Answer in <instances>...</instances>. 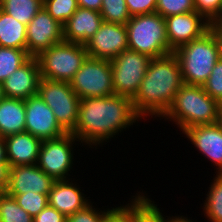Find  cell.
Masks as SVG:
<instances>
[{"label": "cell", "instance_id": "cell-37", "mask_svg": "<svg viewBox=\"0 0 222 222\" xmlns=\"http://www.w3.org/2000/svg\"><path fill=\"white\" fill-rule=\"evenodd\" d=\"M66 216L54 207L47 205L35 217L33 222H66Z\"/></svg>", "mask_w": 222, "mask_h": 222}, {"label": "cell", "instance_id": "cell-16", "mask_svg": "<svg viewBox=\"0 0 222 222\" xmlns=\"http://www.w3.org/2000/svg\"><path fill=\"white\" fill-rule=\"evenodd\" d=\"M185 134L194 147L216 166L215 174H222V125H198L185 129Z\"/></svg>", "mask_w": 222, "mask_h": 222}, {"label": "cell", "instance_id": "cell-17", "mask_svg": "<svg viewBox=\"0 0 222 222\" xmlns=\"http://www.w3.org/2000/svg\"><path fill=\"white\" fill-rule=\"evenodd\" d=\"M40 80L39 62L36 57H30L2 82L4 97L25 100L36 95Z\"/></svg>", "mask_w": 222, "mask_h": 222}, {"label": "cell", "instance_id": "cell-36", "mask_svg": "<svg viewBox=\"0 0 222 222\" xmlns=\"http://www.w3.org/2000/svg\"><path fill=\"white\" fill-rule=\"evenodd\" d=\"M128 11L132 16L154 13L157 0H125Z\"/></svg>", "mask_w": 222, "mask_h": 222}, {"label": "cell", "instance_id": "cell-14", "mask_svg": "<svg viewBox=\"0 0 222 222\" xmlns=\"http://www.w3.org/2000/svg\"><path fill=\"white\" fill-rule=\"evenodd\" d=\"M56 180L36 164L9 167V179L5 193L11 197L28 191L48 194Z\"/></svg>", "mask_w": 222, "mask_h": 222}, {"label": "cell", "instance_id": "cell-19", "mask_svg": "<svg viewBox=\"0 0 222 222\" xmlns=\"http://www.w3.org/2000/svg\"><path fill=\"white\" fill-rule=\"evenodd\" d=\"M102 22L100 12L79 7L63 24L64 41L85 44L99 30Z\"/></svg>", "mask_w": 222, "mask_h": 222}, {"label": "cell", "instance_id": "cell-4", "mask_svg": "<svg viewBox=\"0 0 222 222\" xmlns=\"http://www.w3.org/2000/svg\"><path fill=\"white\" fill-rule=\"evenodd\" d=\"M173 53L178 59L184 84L189 85L203 86L220 59L219 43L211 29Z\"/></svg>", "mask_w": 222, "mask_h": 222}, {"label": "cell", "instance_id": "cell-24", "mask_svg": "<svg viewBox=\"0 0 222 222\" xmlns=\"http://www.w3.org/2000/svg\"><path fill=\"white\" fill-rule=\"evenodd\" d=\"M148 197L143 190L135 193V222H170L175 217L165 216L156 202Z\"/></svg>", "mask_w": 222, "mask_h": 222}, {"label": "cell", "instance_id": "cell-18", "mask_svg": "<svg viewBox=\"0 0 222 222\" xmlns=\"http://www.w3.org/2000/svg\"><path fill=\"white\" fill-rule=\"evenodd\" d=\"M75 180H56L48 193V205L57 209L66 217L88 205L91 199H87L83 189ZM74 182V183H73ZM82 190V191H81Z\"/></svg>", "mask_w": 222, "mask_h": 222}, {"label": "cell", "instance_id": "cell-26", "mask_svg": "<svg viewBox=\"0 0 222 222\" xmlns=\"http://www.w3.org/2000/svg\"><path fill=\"white\" fill-rule=\"evenodd\" d=\"M29 58L27 50L0 46V83L7 79Z\"/></svg>", "mask_w": 222, "mask_h": 222}, {"label": "cell", "instance_id": "cell-2", "mask_svg": "<svg viewBox=\"0 0 222 222\" xmlns=\"http://www.w3.org/2000/svg\"><path fill=\"white\" fill-rule=\"evenodd\" d=\"M183 85L181 68L174 53L151 59L140 87L131 99L136 113L142 119L161 120Z\"/></svg>", "mask_w": 222, "mask_h": 222}, {"label": "cell", "instance_id": "cell-38", "mask_svg": "<svg viewBox=\"0 0 222 222\" xmlns=\"http://www.w3.org/2000/svg\"><path fill=\"white\" fill-rule=\"evenodd\" d=\"M210 29L218 40L220 48V58L222 59V18L211 22Z\"/></svg>", "mask_w": 222, "mask_h": 222}, {"label": "cell", "instance_id": "cell-27", "mask_svg": "<svg viewBox=\"0 0 222 222\" xmlns=\"http://www.w3.org/2000/svg\"><path fill=\"white\" fill-rule=\"evenodd\" d=\"M0 222H33V217L18 205L14 197L0 192Z\"/></svg>", "mask_w": 222, "mask_h": 222}, {"label": "cell", "instance_id": "cell-20", "mask_svg": "<svg viewBox=\"0 0 222 222\" xmlns=\"http://www.w3.org/2000/svg\"><path fill=\"white\" fill-rule=\"evenodd\" d=\"M4 140L9 167L37 164L42 140L28 132L12 134Z\"/></svg>", "mask_w": 222, "mask_h": 222}, {"label": "cell", "instance_id": "cell-31", "mask_svg": "<svg viewBox=\"0 0 222 222\" xmlns=\"http://www.w3.org/2000/svg\"><path fill=\"white\" fill-rule=\"evenodd\" d=\"M96 206L90 202L84 208L78 210L72 215L67 216L66 222H105L107 216L116 208L110 207L104 210L95 208ZM100 210V211H99Z\"/></svg>", "mask_w": 222, "mask_h": 222}, {"label": "cell", "instance_id": "cell-30", "mask_svg": "<svg viewBox=\"0 0 222 222\" xmlns=\"http://www.w3.org/2000/svg\"><path fill=\"white\" fill-rule=\"evenodd\" d=\"M14 199L32 217H35L48 205V194L34 193L32 191L16 194Z\"/></svg>", "mask_w": 222, "mask_h": 222}, {"label": "cell", "instance_id": "cell-6", "mask_svg": "<svg viewBox=\"0 0 222 222\" xmlns=\"http://www.w3.org/2000/svg\"><path fill=\"white\" fill-rule=\"evenodd\" d=\"M41 78L70 82L88 58L84 44L62 41L50 46L36 57Z\"/></svg>", "mask_w": 222, "mask_h": 222}, {"label": "cell", "instance_id": "cell-9", "mask_svg": "<svg viewBox=\"0 0 222 222\" xmlns=\"http://www.w3.org/2000/svg\"><path fill=\"white\" fill-rule=\"evenodd\" d=\"M69 83L80 99L115 94L111 62L107 59L88 56Z\"/></svg>", "mask_w": 222, "mask_h": 222}, {"label": "cell", "instance_id": "cell-32", "mask_svg": "<svg viewBox=\"0 0 222 222\" xmlns=\"http://www.w3.org/2000/svg\"><path fill=\"white\" fill-rule=\"evenodd\" d=\"M195 11L194 0H157L155 12L163 18Z\"/></svg>", "mask_w": 222, "mask_h": 222}, {"label": "cell", "instance_id": "cell-1", "mask_svg": "<svg viewBox=\"0 0 222 222\" xmlns=\"http://www.w3.org/2000/svg\"><path fill=\"white\" fill-rule=\"evenodd\" d=\"M140 119L129 97H87L80 99L78 121L71 133L82 143L81 147L96 150L124 129L129 130L136 122L140 124Z\"/></svg>", "mask_w": 222, "mask_h": 222}, {"label": "cell", "instance_id": "cell-11", "mask_svg": "<svg viewBox=\"0 0 222 222\" xmlns=\"http://www.w3.org/2000/svg\"><path fill=\"white\" fill-rule=\"evenodd\" d=\"M26 36L28 55L38 57L50 46L64 40L63 25L42 7L28 23Z\"/></svg>", "mask_w": 222, "mask_h": 222}, {"label": "cell", "instance_id": "cell-35", "mask_svg": "<svg viewBox=\"0 0 222 222\" xmlns=\"http://www.w3.org/2000/svg\"><path fill=\"white\" fill-rule=\"evenodd\" d=\"M129 199L128 203L117 206L105 222H135V195Z\"/></svg>", "mask_w": 222, "mask_h": 222}, {"label": "cell", "instance_id": "cell-22", "mask_svg": "<svg viewBox=\"0 0 222 222\" xmlns=\"http://www.w3.org/2000/svg\"><path fill=\"white\" fill-rule=\"evenodd\" d=\"M27 25L0 9V46L27 50Z\"/></svg>", "mask_w": 222, "mask_h": 222}, {"label": "cell", "instance_id": "cell-13", "mask_svg": "<svg viewBox=\"0 0 222 222\" xmlns=\"http://www.w3.org/2000/svg\"><path fill=\"white\" fill-rule=\"evenodd\" d=\"M84 45L89 57L112 60L128 49L126 25L103 21Z\"/></svg>", "mask_w": 222, "mask_h": 222}, {"label": "cell", "instance_id": "cell-44", "mask_svg": "<svg viewBox=\"0 0 222 222\" xmlns=\"http://www.w3.org/2000/svg\"><path fill=\"white\" fill-rule=\"evenodd\" d=\"M219 123L222 125V108H221V112H220V121Z\"/></svg>", "mask_w": 222, "mask_h": 222}, {"label": "cell", "instance_id": "cell-10", "mask_svg": "<svg viewBox=\"0 0 222 222\" xmlns=\"http://www.w3.org/2000/svg\"><path fill=\"white\" fill-rule=\"evenodd\" d=\"M152 58L127 49L110 60L115 94L133 98Z\"/></svg>", "mask_w": 222, "mask_h": 222}, {"label": "cell", "instance_id": "cell-34", "mask_svg": "<svg viewBox=\"0 0 222 222\" xmlns=\"http://www.w3.org/2000/svg\"><path fill=\"white\" fill-rule=\"evenodd\" d=\"M195 11L208 22L222 18V0H194Z\"/></svg>", "mask_w": 222, "mask_h": 222}, {"label": "cell", "instance_id": "cell-15", "mask_svg": "<svg viewBox=\"0 0 222 222\" xmlns=\"http://www.w3.org/2000/svg\"><path fill=\"white\" fill-rule=\"evenodd\" d=\"M165 21L169 47L173 51L201 37L210 29V22L196 11L171 15Z\"/></svg>", "mask_w": 222, "mask_h": 222}, {"label": "cell", "instance_id": "cell-42", "mask_svg": "<svg viewBox=\"0 0 222 222\" xmlns=\"http://www.w3.org/2000/svg\"><path fill=\"white\" fill-rule=\"evenodd\" d=\"M192 220L193 219L191 218V220H190V218L187 217V215H186V217L184 215H181V216L175 215V217L170 222H195V220H193V221Z\"/></svg>", "mask_w": 222, "mask_h": 222}, {"label": "cell", "instance_id": "cell-41", "mask_svg": "<svg viewBox=\"0 0 222 222\" xmlns=\"http://www.w3.org/2000/svg\"><path fill=\"white\" fill-rule=\"evenodd\" d=\"M0 163H8L4 137L0 136Z\"/></svg>", "mask_w": 222, "mask_h": 222}, {"label": "cell", "instance_id": "cell-33", "mask_svg": "<svg viewBox=\"0 0 222 222\" xmlns=\"http://www.w3.org/2000/svg\"><path fill=\"white\" fill-rule=\"evenodd\" d=\"M204 91L222 105V59L214 65L207 81L203 84Z\"/></svg>", "mask_w": 222, "mask_h": 222}, {"label": "cell", "instance_id": "cell-29", "mask_svg": "<svg viewBox=\"0 0 222 222\" xmlns=\"http://www.w3.org/2000/svg\"><path fill=\"white\" fill-rule=\"evenodd\" d=\"M44 9L62 25L79 8L77 0H43Z\"/></svg>", "mask_w": 222, "mask_h": 222}, {"label": "cell", "instance_id": "cell-43", "mask_svg": "<svg viewBox=\"0 0 222 222\" xmlns=\"http://www.w3.org/2000/svg\"><path fill=\"white\" fill-rule=\"evenodd\" d=\"M4 98L2 83H0V100Z\"/></svg>", "mask_w": 222, "mask_h": 222}, {"label": "cell", "instance_id": "cell-39", "mask_svg": "<svg viewBox=\"0 0 222 222\" xmlns=\"http://www.w3.org/2000/svg\"><path fill=\"white\" fill-rule=\"evenodd\" d=\"M9 179V164L0 163V192H5Z\"/></svg>", "mask_w": 222, "mask_h": 222}, {"label": "cell", "instance_id": "cell-23", "mask_svg": "<svg viewBox=\"0 0 222 222\" xmlns=\"http://www.w3.org/2000/svg\"><path fill=\"white\" fill-rule=\"evenodd\" d=\"M213 176L201 209L208 222H222V174Z\"/></svg>", "mask_w": 222, "mask_h": 222}, {"label": "cell", "instance_id": "cell-28", "mask_svg": "<svg viewBox=\"0 0 222 222\" xmlns=\"http://www.w3.org/2000/svg\"><path fill=\"white\" fill-rule=\"evenodd\" d=\"M103 21L126 25L131 18L125 0H102Z\"/></svg>", "mask_w": 222, "mask_h": 222}, {"label": "cell", "instance_id": "cell-3", "mask_svg": "<svg viewBox=\"0 0 222 222\" xmlns=\"http://www.w3.org/2000/svg\"><path fill=\"white\" fill-rule=\"evenodd\" d=\"M221 108L203 86L184 84L161 119L169 120L183 132L190 127L219 123Z\"/></svg>", "mask_w": 222, "mask_h": 222}, {"label": "cell", "instance_id": "cell-25", "mask_svg": "<svg viewBox=\"0 0 222 222\" xmlns=\"http://www.w3.org/2000/svg\"><path fill=\"white\" fill-rule=\"evenodd\" d=\"M43 7V0H0V9L28 25Z\"/></svg>", "mask_w": 222, "mask_h": 222}, {"label": "cell", "instance_id": "cell-12", "mask_svg": "<svg viewBox=\"0 0 222 222\" xmlns=\"http://www.w3.org/2000/svg\"><path fill=\"white\" fill-rule=\"evenodd\" d=\"M25 101V132L44 141L58 138L67 132L59 125L51 108L39 94Z\"/></svg>", "mask_w": 222, "mask_h": 222}, {"label": "cell", "instance_id": "cell-21", "mask_svg": "<svg viewBox=\"0 0 222 222\" xmlns=\"http://www.w3.org/2000/svg\"><path fill=\"white\" fill-rule=\"evenodd\" d=\"M25 101L4 97L0 100V136L25 132Z\"/></svg>", "mask_w": 222, "mask_h": 222}, {"label": "cell", "instance_id": "cell-5", "mask_svg": "<svg viewBox=\"0 0 222 222\" xmlns=\"http://www.w3.org/2000/svg\"><path fill=\"white\" fill-rule=\"evenodd\" d=\"M126 29L128 49L152 59L173 53L168 43L165 18L157 12L132 16Z\"/></svg>", "mask_w": 222, "mask_h": 222}, {"label": "cell", "instance_id": "cell-7", "mask_svg": "<svg viewBox=\"0 0 222 222\" xmlns=\"http://www.w3.org/2000/svg\"><path fill=\"white\" fill-rule=\"evenodd\" d=\"M38 94L51 108L59 125L71 133L78 121L80 98L70 83L41 78Z\"/></svg>", "mask_w": 222, "mask_h": 222}, {"label": "cell", "instance_id": "cell-40", "mask_svg": "<svg viewBox=\"0 0 222 222\" xmlns=\"http://www.w3.org/2000/svg\"><path fill=\"white\" fill-rule=\"evenodd\" d=\"M78 6L100 12L102 0H77Z\"/></svg>", "mask_w": 222, "mask_h": 222}, {"label": "cell", "instance_id": "cell-8", "mask_svg": "<svg viewBox=\"0 0 222 222\" xmlns=\"http://www.w3.org/2000/svg\"><path fill=\"white\" fill-rule=\"evenodd\" d=\"M76 142H79L76 143ZM81 142L72 134L66 133L58 138L44 140L38 155L37 166L55 180H68L74 171V145Z\"/></svg>", "mask_w": 222, "mask_h": 222}]
</instances>
